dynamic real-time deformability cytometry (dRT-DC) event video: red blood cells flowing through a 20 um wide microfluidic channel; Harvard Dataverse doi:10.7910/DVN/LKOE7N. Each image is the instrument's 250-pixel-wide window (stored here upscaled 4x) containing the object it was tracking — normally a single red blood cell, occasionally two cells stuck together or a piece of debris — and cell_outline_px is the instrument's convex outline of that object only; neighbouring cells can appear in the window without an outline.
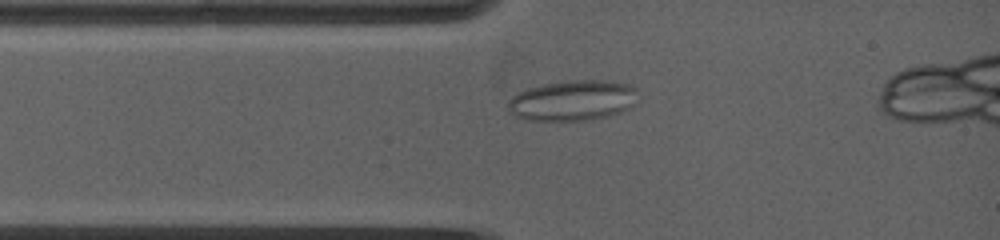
{"species": "common noctule bat (a hibernating species)", "species_latin": "Nyctalus noctula", "temperature_condition": "warm", "stored_images_in_passage": 15, "camera_frame_rate_fps": 5000, "um_per_image_px": 0.085, "animal": {"sex": "female", "body_mass_g": 19.0, "forearm_length_mm": 53.3}, "frame": {"image": 1, "passage_image": 2, "time_ms": 0.4, "image_size_px": [1000, 240], "cell_outline_px": [[640, 104], [632, 108], [608, 116], [584, 120], [528, 120], [516, 116], [508, 112], [508, 100], [512, 96], [528, 88], [544, 84], [568, 80], [608, 80], [632, 84], [636, 88]], "centroid_in_image_um": [48.77, 8.53], "position_along_channel_um": 36.2, "area_um2": 31.15}}
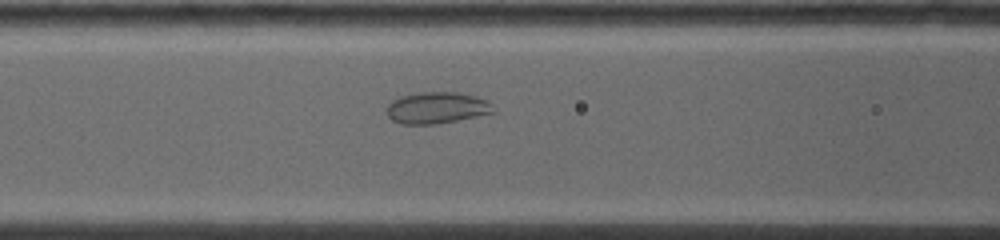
{"frame": {"image": 2, "passage_image": 10, "time_ms": 2.8, "image_size_px": [1000, 240], "cell_outline_px": [[496, 112], [436, 124], [400, 124], [392, 120], [388, 116], [388, 104], [392, 100], [400, 96], [420, 92], [460, 92], [476, 96], [488, 100], [492, 104]], "centroid_in_image_um": [37.14, 9.15], "position_along_channel_um": 129.5, "area_um2": 19.65}}
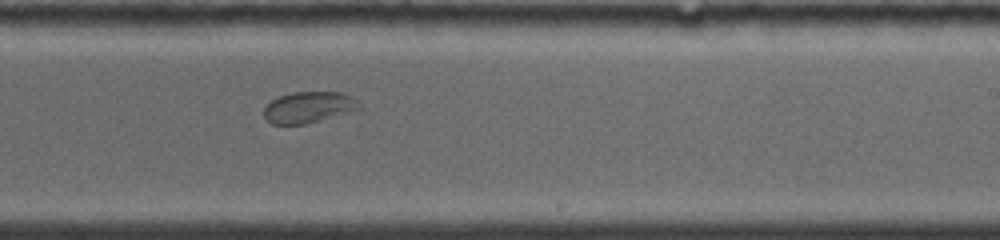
{"frame": {"image": 3, "passage_image": 15, "time_ms": 6.2, "image_size_px": [1000, 240], "cell_outline_px": [[360, 108], [304, 124], [272, 124], [264, 116], [264, 108], [272, 100], [280, 96], [292, 92], [340, 92], [352, 96], [356, 100]], "centroid_in_image_um": [26.19, 9.1], "position_along_channel_um": 262.8, "area_um2": 16.82}}